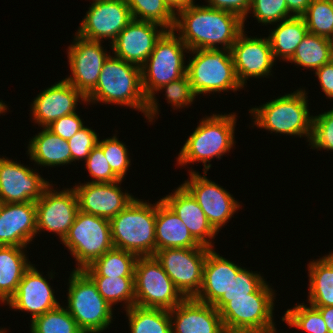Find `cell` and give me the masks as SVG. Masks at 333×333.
I'll return each instance as SVG.
<instances>
[{
    "instance_id": "cell-1",
    "label": "cell",
    "mask_w": 333,
    "mask_h": 333,
    "mask_svg": "<svg viewBox=\"0 0 333 333\" xmlns=\"http://www.w3.org/2000/svg\"><path fill=\"white\" fill-rule=\"evenodd\" d=\"M243 20L236 14L206 5L194 4L175 15L172 31L189 50L230 49L243 31ZM223 46V47H222Z\"/></svg>"
},
{
    "instance_id": "cell-2",
    "label": "cell",
    "mask_w": 333,
    "mask_h": 333,
    "mask_svg": "<svg viewBox=\"0 0 333 333\" xmlns=\"http://www.w3.org/2000/svg\"><path fill=\"white\" fill-rule=\"evenodd\" d=\"M185 52L190 53L188 47L174 31L167 30L141 67L142 87L148 99L145 112L148 122H153L159 113L155 92L161 86L186 75Z\"/></svg>"
},
{
    "instance_id": "cell-3",
    "label": "cell",
    "mask_w": 333,
    "mask_h": 333,
    "mask_svg": "<svg viewBox=\"0 0 333 333\" xmlns=\"http://www.w3.org/2000/svg\"><path fill=\"white\" fill-rule=\"evenodd\" d=\"M92 102L126 105L145 116L148 99L142 87L141 68L110 55L103 64L95 89L86 97V103Z\"/></svg>"
},
{
    "instance_id": "cell-4",
    "label": "cell",
    "mask_w": 333,
    "mask_h": 333,
    "mask_svg": "<svg viewBox=\"0 0 333 333\" xmlns=\"http://www.w3.org/2000/svg\"><path fill=\"white\" fill-rule=\"evenodd\" d=\"M236 121L235 113L212 114L203 118L181 148L178 165L202 162L203 172H207L211 168L210 161L215 157L220 160L236 143Z\"/></svg>"
},
{
    "instance_id": "cell-5",
    "label": "cell",
    "mask_w": 333,
    "mask_h": 333,
    "mask_svg": "<svg viewBox=\"0 0 333 333\" xmlns=\"http://www.w3.org/2000/svg\"><path fill=\"white\" fill-rule=\"evenodd\" d=\"M114 248L134 253L138 257L156 252V203L135 198L110 220Z\"/></svg>"
},
{
    "instance_id": "cell-6",
    "label": "cell",
    "mask_w": 333,
    "mask_h": 333,
    "mask_svg": "<svg viewBox=\"0 0 333 333\" xmlns=\"http://www.w3.org/2000/svg\"><path fill=\"white\" fill-rule=\"evenodd\" d=\"M306 94L305 89L299 88L260 107L251 108L249 112L253 116L252 119H255L253 125L271 133L307 137V142H310L313 115H310Z\"/></svg>"
},
{
    "instance_id": "cell-7",
    "label": "cell",
    "mask_w": 333,
    "mask_h": 333,
    "mask_svg": "<svg viewBox=\"0 0 333 333\" xmlns=\"http://www.w3.org/2000/svg\"><path fill=\"white\" fill-rule=\"evenodd\" d=\"M275 290L265 282L252 297L229 298L219 311L226 333H271Z\"/></svg>"
},
{
    "instance_id": "cell-8",
    "label": "cell",
    "mask_w": 333,
    "mask_h": 333,
    "mask_svg": "<svg viewBox=\"0 0 333 333\" xmlns=\"http://www.w3.org/2000/svg\"><path fill=\"white\" fill-rule=\"evenodd\" d=\"M67 292V311L83 333H101L113 320V310L83 270H72Z\"/></svg>"
},
{
    "instance_id": "cell-9",
    "label": "cell",
    "mask_w": 333,
    "mask_h": 333,
    "mask_svg": "<svg viewBox=\"0 0 333 333\" xmlns=\"http://www.w3.org/2000/svg\"><path fill=\"white\" fill-rule=\"evenodd\" d=\"M189 51L195 55L189 59L186 74L196 96L243 88L237 79L230 49Z\"/></svg>"
},
{
    "instance_id": "cell-10",
    "label": "cell",
    "mask_w": 333,
    "mask_h": 333,
    "mask_svg": "<svg viewBox=\"0 0 333 333\" xmlns=\"http://www.w3.org/2000/svg\"><path fill=\"white\" fill-rule=\"evenodd\" d=\"M62 243L77 261L76 270H83L114 248L110 221L79 210Z\"/></svg>"
},
{
    "instance_id": "cell-11",
    "label": "cell",
    "mask_w": 333,
    "mask_h": 333,
    "mask_svg": "<svg viewBox=\"0 0 333 333\" xmlns=\"http://www.w3.org/2000/svg\"><path fill=\"white\" fill-rule=\"evenodd\" d=\"M135 305L171 310L185 297L154 256L138 257L135 264Z\"/></svg>"
},
{
    "instance_id": "cell-12",
    "label": "cell",
    "mask_w": 333,
    "mask_h": 333,
    "mask_svg": "<svg viewBox=\"0 0 333 333\" xmlns=\"http://www.w3.org/2000/svg\"><path fill=\"white\" fill-rule=\"evenodd\" d=\"M210 248H167L153 255L185 298L195 297L203 282V268Z\"/></svg>"
},
{
    "instance_id": "cell-13",
    "label": "cell",
    "mask_w": 333,
    "mask_h": 333,
    "mask_svg": "<svg viewBox=\"0 0 333 333\" xmlns=\"http://www.w3.org/2000/svg\"><path fill=\"white\" fill-rule=\"evenodd\" d=\"M205 175L191 170L189 179L181 184L196 200L213 229L219 233L221 227L231 219L239 208L240 203L235 200L226 189L211 181Z\"/></svg>"
},
{
    "instance_id": "cell-14",
    "label": "cell",
    "mask_w": 333,
    "mask_h": 333,
    "mask_svg": "<svg viewBox=\"0 0 333 333\" xmlns=\"http://www.w3.org/2000/svg\"><path fill=\"white\" fill-rule=\"evenodd\" d=\"M101 42L87 40L76 34L67 49L72 76L65 80L85 97L95 89L103 64L110 56Z\"/></svg>"
},
{
    "instance_id": "cell-15",
    "label": "cell",
    "mask_w": 333,
    "mask_h": 333,
    "mask_svg": "<svg viewBox=\"0 0 333 333\" xmlns=\"http://www.w3.org/2000/svg\"><path fill=\"white\" fill-rule=\"evenodd\" d=\"M88 9L76 32L87 40L109 39L111 44L133 19L126 0H93Z\"/></svg>"
},
{
    "instance_id": "cell-16",
    "label": "cell",
    "mask_w": 333,
    "mask_h": 333,
    "mask_svg": "<svg viewBox=\"0 0 333 333\" xmlns=\"http://www.w3.org/2000/svg\"><path fill=\"white\" fill-rule=\"evenodd\" d=\"M52 186L35 202L37 233L43 230L57 233L62 242L79 212L78 198L72 187L57 191Z\"/></svg>"
},
{
    "instance_id": "cell-17",
    "label": "cell",
    "mask_w": 333,
    "mask_h": 333,
    "mask_svg": "<svg viewBox=\"0 0 333 333\" xmlns=\"http://www.w3.org/2000/svg\"><path fill=\"white\" fill-rule=\"evenodd\" d=\"M50 185L30 167L0 157V200L3 203L36 202Z\"/></svg>"
},
{
    "instance_id": "cell-18",
    "label": "cell",
    "mask_w": 333,
    "mask_h": 333,
    "mask_svg": "<svg viewBox=\"0 0 333 333\" xmlns=\"http://www.w3.org/2000/svg\"><path fill=\"white\" fill-rule=\"evenodd\" d=\"M242 31L232 45L231 54L239 83L244 88L251 77L261 78L271 74L274 65L271 44L268 37H247Z\"/></svg>"
},
{
    "instance_id": "cell-19",
    "label": "cell",
    "mask_w": 333,
    "mask_h": 333,
    "mask_svg": "<svg viewBox=\"0 0 333 333\" xmlns=\"http://www.w3.org/2000/svg\"><path fill=\"white\" fill-rule=\"evenodd\" d=\"M166 31L159 24L132 19L111 43L110 49L115 57L141 68Z\"/></svg>"
},
{
    "instance_id": "cell-20",
    "label": "cell",
    "mask_w": 333,
    "mask_h": 333,
    "mask_svg": "<svg viewBox=\"0 0 333 333\" xmlns=\"http://www.w3.org/2000/svg\"><path fill=\"white\" fill-rule=\"evenodd\" d=\"M122 180L112 183H79L73 189L78 198L79 210L111 219L124 210L134 199L120 188Z\"/></svg>"
},
{
    "instance_id": "cell-21",
    "label": "cell",
    "mask_w": 333,
    "mask_h": 333,
    "mask_svg": "<svg viewBox=\"0 0 333 333\" xmlns=\"http://www.w3.org/2000/svg\"><path fill=\"white\" fill-rule=\"evenodd\" d=\"M80 99L86 103V97L73 85L65 79L58 81L33 99L32 120L46 128L60 117L75 113Z\"/></svg>"
},
{
    "instance_id": "cell-22",
    "label": "cell",
    "mask_w": 333,
    "mask_h": 333,
    "mask_svg": "<svg viewBox=\"0 0 333 333\" xmlns=\"http://www.w3.org/2000/svg\"><path fill=\"white\" fill-rule=\"evenodd\" d=\"M7 304L16 311L30 312L32 320L61 305L54 295V289L33 264L25 271Z\"/></svg>"
},
{
    "instance_id": "cell-23",
    "label": "cell",
    "mask_w": 333,
    "mask_h": 333,
    "mask_svg": "<svg viewBox=\"0 0 333 333\" xmlns=\"http://www.w3.org/2000/svg\"><path fill=\"white\" fill-rule=\"evenodd\" d=\"M37 234L36 203H3L0 209V246L26 248Z\"/></svg>"
},
{
    "instance_id": "cell-24",
    "label": "cell",
    "mask_w": 333,
    "mask_h": 333,
    "mask_svg": "<svg viewBox=\"0 0 333 333\" xmlns=\"http://www.w3.org/2000/svg\"><path fill=\"white\" fill-rule=\"evenodd\" d=\"M169 315L172 333H226L220 312L194 297L185 298Z\"/></svg>"
},
{
    "instance_id": "cell-25",
    "label": "cell",
    "mask_w": 333,
    "mask_h": 333,
    "mask_svg": "<svg viewBox=\"0 0 333 333\" xmlns=\"http://www.w3.org/2000/svg\"><path fill=\"white\" fill-rule=\"evenodd\" d=\"M161 199L181 219L200 245L208 248L214 247L211 239H214L218 233L208 222L200 205L182 185Z\"/></svg>"
},
{
    "instance_id": "cell-26",
    "label": "cell",
    "mask_w": 333,
    "mask_h": 333,
    "mask_svg": "<svg viewBox=\"0 0 333 333\" xmlns=\"http://www.w3.org/2000/svg\"><path fill=\"white\" fill-rule=\"evenodd\" d=\"M241 269L242 267L210 248L204 263L202 286L194 298L214 305L224 294H227L233 279Z\"/></svg>"
},
{
    "instance_id": "cell-27",
    "label": "cell",
    "mask_w": 333,
    "mask_h": 333,
    "mask_svg": "<svg viewBox=\"0 0 333 333\" xmlns=\"http://www.w3.org/2000/svg\"><path fill=\"white\" fill-rule=\"evenodd\" d=\"M156 251L167 248H208L200 245L186 225L162 200L156 202Z\"/></svg>"
},
{
    "instance_id": "cell-28",
    "label": "cell",
    "mask_w": 333,
    "mask_h": 333,
    "mask_svg": "<svg viewBox=\"0 0 333 333\" xmlns=\"http://www.w3.org/2000/svg\"><path fill=\"white\" fill-rule=\"evenodd\" d=\"M28 156L38 166H63L71 163V151L67 140L43 128L30 139Z\"/></svg>"
},
{
    "instance_id": "cell-29",
    "label": "cell",
    "mask_w": 333,
    "mask_h": 333,
    "mask_svg": "<svg viewBox=\"0 0 333 333\" xmlns=\"http://www.w3.org/2000/svg\"><path fill=\"white\" fill-rule=\"evenodd\" d=\"M24 247L0 246V302L15 294L25 271L32 265Z\"/></svg>"
},
{
    "instance_id": "cell-30",
    "label": "cell",
    "mask_w": 333,
    "mask_h": 333,
    "mask_svg": "<svg viewBox=\"0 0 333 333\" xmlns=\"http://www.w3.org/2000/svg\"><path fill=\"white\" fill-rule=\"evenodd\" d=\"M308 303L313 307L333 306V252L308 264Z\"/></svg>"
},
{
    "instance_id": "cell-31",
    "label": "cell",
    "mask_w": 333,
    "mask_h": 333,
    "mask_svg": "<svg viewBox=\"0 0 333 333\" xmlns=\"http://www.w3.org/2000/svg\"><path fill=\"white\" fill-rule=\"evenodd\" d=\"M272 30L268 38L275 61L279 57L288 62L308 33L304 18L295 16L277 23V27Z\"/></svg>"
},
{
    "instance_id": "cell-32",
    "label": "cell",
    "mask_w": 333,
    "mask_h": 333,
    "mask_svg": "<svg viewBox=\"0 0 333 333\" xmlns=\"http://www.w3.org/2000/svg\"><path fill=\"white\" fill-rule=\"evenodd\" d=\"M138 256L113 248L83 269L89 277H134Z\"/></svg>"
},
{
    "instance_id": "cell-33",
    "label": "cell",
    "mask_w": 333,
    "mask_h": 333,
    "mask_svg": "<svg viewBox=\"0 0 333 333\" xmlns=\"http://www.w3.org/2000/svg\"><path fill=\"white\" fill-rule=\"evenodd\" d=\"M331 61V39L308 32L288 62L314 71Z\"/></svg>"
},
{
    "instance_id": "cell-34",
    "label": "cell",
    "mask_w": 333,
    "mask_h": 333,
    "mask_svg": "<svg viewBox=\"0 0 333 333\" xmlns=\"http://www.w3.org/2000/svg\"><path fill=\"white\" fill-rule=\"evenodd\" d=\"M125 311L130 333H172L169 310L134 305Z\"/></svg>"
},
{
    "instance_id": "cell-35",
    "label": "cell",
    "mask_w": 333,
    "mask_h": 333,
    "mask_svg": "<svg viewBox=\"0 0 333 333\" xmlns=\"http://www.w3.org/2000/svg\"><path fill=\"white\" fill-rule=\"evenodd\" d=\"M100 295L112 307L119 302L125 303V310L135 305L134 277H90Z\"/></svg>"
},
{
    "instance_id": "cell-36",
    "label": "cell",
    "mask_w": 333,
    "mask_h": 333,
    "mask_svg": "<svg viewBox=\"0 0 333 333\" xmlns=\"http://www.w3.org/2000/svg\"><path fill=\"white\" fill-rule=\"evenodd\" d=\"M133 19L159 24L167 30H172L175 23V13L165 0H126Z\"/></svg>"
},
{
    "instance_id": "cell-37",
    "label": "cell",
    "mask_w": 333,
    "mask_h": 333,
    "mask_svg": "<svg viewBox=\"0 0 333 333\" xmlns=\"http://www.w3.org/2000/svg\"><path fill=\"white\" fill-rule=\"evenodd\" d=\"M30 322L31 333H83L71 314L61 305Z\"/></svg>"
},
{
    "instance_id": "cell-38",
    "label": "cell",
    "mask_w": 333,
    "mask_h": 333,
    "mask_svg": "<svg viewBox=\"0 0 333 333\" xmlns=\"http://www.w3.org/2000/svg\"><path fill=\"white\" fill-rule=\"evenodd\" d=\"M302 17L309 33L333 39V0H312Z\"/></svg>"
},
{
    "instance_id": "cell-39",
    "label": "cell",
    "mask_w": 333,
    "mask_h": 333,
    "mask_svg": "<svg viewBox=\"0 0 333 333\" xmlns=\"http://www.w3.org/2000/svg\"><path fill=\"white\" fill-rule=\"evenodd\" d=\"M300 303L292 309H287L282 317L289 327H296L307 333H329L320 311L310 305Z\"/></svg>"
},
{
    "instance_id": "cell-40",
    "label": "cell",
    "mask_w": 333,
    "mask_h": 333,
    "mask_svg": "<svg viewBox=\"0 0 333 333\" xmlns=\"http://www.w3.org/2000/svg\"><path fill=\"white\" fill-rule=\"evenodd\" d=\"M265 282L261 274L250 272L243 267L233 279L227 294H224L213 306L220 311L229 302V298L252 297V293H255Z\"/></svg>"
},
{
    "instance_id": "cell-41",
    "label": "cell",
    "mask_w": 333,
    "mask_h": 333,
    "mask_svg": "<svg viewBox=\"0 0 333 333\" xmlns=\"http://www.w3.org/2000/svg\"><path fill=\"white\" fill-rule=\"evenodd\" d=\"M112 171L121 179L125 178L127 170L131 165L127 146L118 140L117 135L98 141Z\"/></svg>"
},
{
    "instance_id": "cell-42",
    "label": "cell",
    "mask_w": 333,
    "mask_h": 333,
    "mask_svg": "<svg viewBox=\"0 0 333 333\" xmlns=\"http://www.w3.org/2000/svg\"><path fill=\"white\" fill-rule=\"evenodd\" d=\"M251 11L258 23L265 25L293 17L288 11L286 0H251L249 13Z\"/></svg>"
},
{
    "instance_id": "cell-43",
    "label": "cell",
    "mask_w": 333,
    "mask_h": 333,
    "mask_svg": "<svg viewBox=\"0 0 333 333\" xmlns=\"http://www.w3.org/2000/svg\"><path fill=\"white\" fill-rule=\"evenodd\" d=\"M309 145L312 149L333 151V108L313 116L312 136Z\"/></svg>"
},
{
    "instance_id": "cell-44",
    "label": "cell",
    "mask_w": 333,
    "mask_h": 333,
    "mask_svg": "<svg viewBox=\"0 0 333 333\" xmlns=\"http://www.w3.org/2000/svg\"><path fill=\"white\" fill-rule=\"evenodd\" d=\"M89 176L93 179L90 183H112L121 180L111 169L103 153V149L97 144L85 160Z\"/></svg>"
},
{
    "instance_id": "cell-45",
    "label": "cell",
    "mask_w": 333,
    "mask_h": 333,
    "mask_svg": "<svg viewBox=\"0 0 333 333\" xmlns=\"http://www.w3.org/2000/svg\"><path fill=\"white\" fill-rule=\"evenodd\" d=\"M165 89V90H164ZM165 91L166 100L176 110L187 105H191L196 98V94L191 88V83L186 75L161 86L157 91Z\"/></svg>"
},
{
    "instance_id": "cell-46",
    "label": "cell",
    "mask_w": 333,
    "mask_h": 333,
    "mask_svg": "<svg viewBox=\"0 0 333 333\" xmlns=\"http://www.w3.org/2000/svg\"><path fill=\"white\" fill-rule=\"evenodd\" d=\"M98 141V135L93 129L87 126L80 129L72 138L67 140L71 151V162L86 160Z\"/></svg>"
},
{
    "instance_id": "cell-47",
    "label": "cell",
    "mask_w": 333,
    "mask_h": 333,
    "mask_svg": "<svg viewBox=\"0 0 333 333\" xmlns=\"http://www.w3.org/2000/svg\"><path fill=\"white\" fill-rule=\"evenodd\" d=\"M83 127L84 123L82 119L75 112L73 114L60 117L46 128L62 139L68 140Z\"/></svg>"
},
{
    "instance_id": "cell-48",
    "label": "cell",
    "mask_w": 333,
    "mask_h": 333,
    "mask_svg": "<svg viewBox=\"0 0 333 333\" xmlns=\"http://www.w3.org/2000/svg\"><path fill=\"white\" fill-rule=\"evenodd\" d=\"M206 6L225 10L238 15L245 23L251 7V0H206Z\"/></svg>"
},
{
    "instance_id": "cell-49",
    "label": "cell",
    "mask_w": 333,
    "mask_h": 333,
    "mask_svg": "<svg viewBox=\"0 0 333 333\" xmlns=\"http://www.w3.org/2000/svg\"><path fill=\"white\" fill-rule=\"evenodd\" d=\"M323 93L328 99L333 98V60L315 70Z\"/></svg>"
},
{
    "instance_id": "cell-50",
    "label": "cell",
    "mask_w": 333,
    "mask_h": 333,
    "mask_svg": "<svg viewBox=\"0 0 333 333\" xmlns=\"http://www.w3.org/2000/svg\"><path fill=\"white\" fill-rule=\"evenodd\" d=\"M312 0H286L289 13L295 17H302Z\"/></svg>"
},
{
    "instance_id": "cell-51",
    "label": "cell",
    "mask_w": 333,
    "mask_h": 333,
    "mask_svg": "<svg viewBox=\"0 0 333 333\" xmlns=\"http://www.w3.org/2000/svg\"><path fill=\"white\" fill-rule=\"evenodd\" d=\"M165 2L175 14L195 4L194 0H165Z\"/></svg>"
},
{
    "instance_id": "cell-52",
    "label": "cell",
    "mask_w": 333,
    "mask_h": 333,
    "mask_svg": "<svg viewBox=\"0 0 333 333\" xmlns=\"http://www.w3.org/2000/svg\"><path fill=\"white\" fill-rule=\"evenodd\" d=\"M315 308H317L320 311L326 323L329 333H333V306L315 307Z\"/></svg>"
},
{
    "instance_id": "cell-53",
    "label": "cell",
    "mask_w": 333,
    "mask_h": 333,
    "mask_svg": "<svg viewBox=\"0 0 333 333\" xmlns=\"http://www.w3.org/2000/svg\"><path fill=\"white\" fill-rule=\"evenodd\" d=\"M8 106H6V104L0 100V114L5 113V111L7 112Z\"/></svg>"
},
{
    "instance_id": "cell-54",
    "label": "cell",
    "mask_w": 333,
    "mask_h": 333,
    "mask_svg": "<svg viewBox=\"0 0 333 333\" xmlns=\"http://www.w3.org/2000/svg\"><path fill=\"white\" fill-rule=\"evenodd\" d=\"M331 45H332V60H333V39H331Z\"/></svg>"
},
{
    "instance_id": "cell-55",
    "label": "cell",
    "mask_w": 333,
    "mask_h": 333,
    "mask_svg": "<svg viewBox=\"0 0 333 333\" xmlns=\"http://www.w3.org/2000/svg\"><path fill=\"white\" fill-rule=\"evenodd\" d=\"M0 333H6V330L5 329L3 330V328L0 329Z\"/></svg>"
},
{
    "instance_id": "cell-56",
    "label": "cell",
    "mask_w": 333,
    "mask_h": 333,
    "mask_svg": "<svg viewBox=\"0 0 333 333\" xmlns=\"http://www.w3.org/2000/svg\"><path fill=\"white\" fill-rule=\"evenodd\" d=\"M2 204H3V202L0 200V209H1V207H2Z\"/></svg>"
}]
</instances>
